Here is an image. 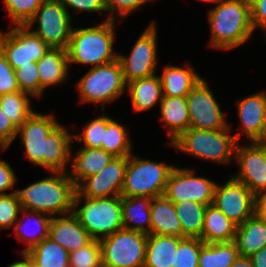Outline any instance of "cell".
<instances>
[{
    "label": "cell",
    "instance_id": "1",
    "mask_svg": "<svg viewBox=\"0 0 266 267\" xmlns=\"http://www.w3.org/2000/svg\"><path fill=\"white\" fill-rule=\"evenodd\" d=\"M27 161L48 171L67 172L73 137L53 115L33 112L17 129Z\"/></svg>",
    "mask_w": 266,
    "mask_h": 267
},
{
    "label": "cell",
    "instance_id": "2",
    "mask_svg": "<svg viewBox=\"0 0 266 267\" xmlns=\"http://www.w3.org/2000/svg\"><path fill=\"white\" fill-rule=\"evenodd\" d=\"M50 177L43 178L15 191L22 209L36 211L55 217L73 211L76 186L67 172L51 171Z\"/></svg>",
    "mask_w": 266,
    "mask_h": 267
},
{
    "label": "cell",
    "instance_id": "3",
    "mask_svg": "<svg viewBox=\"0 0 266 267\" xmlns=\"http://www.w3.org/2000/svg\"><path fill=\"white\" fill-rule=\"evenodd\" d=\"M209 46L231 50L244 44L253 34L250 3L242 0H222L208 11Z\"/></svg>",
    "mask_w": 266,
    "mask_h": 267
},
{
    "label": "cell",
    "instance_id": "4",
    "mask_svg": "<svg viewBox=\"0 0 266 267\" xmlns=\"http://www.w3.org/2000/svg\"><path fill=\"white\" fill-rule=\"evenodd\" d=\"M115 21L104 20L97 26L72 30L66 48L69 65L78 63L92 67L118 59L114 52Z\"/></svg>",
    "mask_w": 266,
    "mask_h": 267
},
{
    "label": "cell",
    "instance_id": "5",
    "mask_svg": "<svg viewBox=\"0 0 266 267\" xmlns=\"http://www.w3.org/2000/svg\"><path fill=\"white\" fill-rule=\"evenodd\" d=\"M230 127L218 130L190 127L170 145L191 156L227 165L235 157V149L241 139L240 132L235 135L230 134Z\"/></svg>",
    "mask_w": 266,
    "mask_h": 267
},
{
    "label": "cell",
    "instance_id": "6",
    "mask_svg": "<svg viewBox=\"0 0 266 267\" xmlns=\"http://www.w3.org/2000/svg\"><path fill=\"white\" fill-rule=\"evenodd\" d=\"M82 199L85 202L81 207ZM72 212L94 240L110 236L123 228L121 196L86 198L75 193Z\"/></svg>",
    "mask_w": 266,
    "mask_h": 267
},
{
    "label": "cell",
    "instance_id": "7",
    "mask_svg": "<svg viewBox=\"0 0 266 267\" xmlns=\"http://www.w3.org/2000/svg\"><path fill=\"white\" fill-rule=\"evenodd\" d=\"M175 166L139 158L133 153L128 156L121 196H163L170 172Z\"/></svg>",
    "mask_w": 266,
    "mask_h": 267
},
{
    "label": "cell",
    "instance_id": "8",
    "mask_svg": "<svg viewBox=\"0 0 266 267\" xmlns=\"http://www.w3.org/2000/svg\"><path fill=\"white\" fill-rule=\"evenodd\" d=\"M77 82L80 103L100 104L104 113L105 102H114L127 87L118 59L89 68L88 73Z\"/></svg>",
    "mask_w": 266,
    "mask_h": 267
},
{
    "label": "cell",
    "instance_id": "9",
    "mask_svg": "<svg viewBox=\"0 0 266 267\" xmlns=\"http://www.w3.org/2000/svg\"><path fill=\"white\" fill-rule=\"evenodd\" d=\"M102 267H143L145 262L147 234L119 229L99 240Z\"/></svg>",
    "mask_w": 266,
    "mask_h": 267
},
{
    "label": "cell",
    "instance_id": "10",
    "mask_svg": "<svg viewBox=\"0 0 266 267\" xmlns=\"http://www.w3.org/2000/svg\"><path fill=\"white\" fill-rule=\"evenodd\" d=\"M71 18L72 15L67 12L60 0H45L26 26L31 29L36 23L37 28L31 29L33 33L50 48L66 50L73 30Z\"/></svg>",
    "mask_w": 266,
    "mask_h": 267
},
{
    "label": "cell",
    "instance_id": "11",
    "mask_svg": "<svg viewBox=\"0 0 266 267\" xmlns=\"http://www.w3.org/2000/svg\"><path fill=\"white\" fill-rule=\"evenodd\" d=\"M49 49L26 25H14L7 33L0 31V50L13 69L37 63Z\"/></svg>",
    "mask_w": 266,
    "mask_h": 267
},
{
    "label": "cell",
    "instance_id": "12",
    "mask_svg": "<svg viewBox=\"0 0 266 267\" xmlns=\"http://www.w3.org/2000/svg\"><path fill=\"white\" fill-rule=\"evenodd\" d=\"M156 22L142 32L133 45L130 55L118 53V60L126 83L156 74L157 70V28Z\"/></svg>",
    "mask_w": 266,
    "mask_h": 267
},
{
    "label": "cell",
    "instance_id": "13",
    "mask_svg": "<svg viewBox=\"0 0 266 267\" xmlns=\"http://www.w3.org/2000/svg\"><path fill=\"white\" fill-rule=\"evenodd\" d=\"M194 173L193 169L175 166L169 174L164 196L173 203L192 200L203 205L212 204L217 183Z\"/></svg>",
    "mask_w": 266,
    "mask_h": 267
},
{
    "label": "cell",
    "instance_id": "14",
    "mask_svg": "<svg viewBox=\"0 0 266 267\" xmlns=\"http://www.w3.org/2000/svg\"><path fill=\"white\" fill-rule=\"evenodd\" d=\"M205 80L202 78L186 96L190 127L205 130L228 128L230 125Z\"/></svg>",
    "mask_w": 266,
    "mask_h": 267
},
{
    "label": "cell",
    "instance_id": "15",
    "mask_svg": "<svg viewBox=\"0 0 266 267\" xmlns=\"http://www.w3.org/2000/svg\"><path fill=\"white\" fill-rule=\"evenodd\" d=\"M212 204L238 226L254 215L255 195L231 177L224 184H216Z\"/></svg>",
    "mask_w": 266,
    "mask_h": 267
},
{
    "label": "cell",
    "instance_id": "16",
    "mask_svg": "<svg viewBox=\"0 0 266 267\" xmlns=\"http://www.w3.org/2000/svg\"><path fill=\"white\" fill-rule=\"evenodd\" d=\"M251 143L244 146L237 143L234 159L239 171L231 177L258 195L266 193V146L257 141Z\"/></svg>",
    "mask_w": 266,
    "mask_h": 267
},
{
    "label": "cell",
    "instance_id": "17",
    "mask_svg": "<svg viewBox=\"0 0 266 267\" xmlns=\"http://www.w3.org/2000/svg\"><path fill=\"white\" fill-rule=\"evenodd\" d=\"M128 156L114 157L98 174L84 179L76 193L86 198H108L121 196Z\"/></svg>",
    "mask_w": 266,
    "mask_h": 267
},
{
    "label": "cell",
    "instance_id": "18",
    "mask_svg": "<svg viewBox=\"0 0 266 267\" xmlns=\"http://www.w3.org/2000/svg\"><path fill=\"white\" fill-rule=\"evenodd\" d=\"M48 238L58 243L69 253L89 244L93 240L73 212L59 217H51Z\"/></svg>",
    "mask_w": 266,
    "mask_h": 267
},
{
    "label": "cell",
    "instance_id": "19",
    "mask_svg": "<svg viewBox=\"0 0 266 267\" xmlns=\"http://www.w3.org/2000/svg\"><path fill=\"white\" fill-rule=\"evenodd\" d=\"M237 111L249 141H258L266 124V93L260 91L241 98L237 102Z\"/></svg>",
    "mask_w": 266,
    "mask_h": 267
},
{
    "label": "cell",
    "instance_id": "20",
    "mask_svg": "<svg viewBox=\"0 0 266 267\" xmlns=\"http://www.w3.org/2000/svg\"><path fill=\"white\" fill-rule=\"evenodd\" d=\"M69 154L71 173L68 178L77 187L84 179L98 174L114 158L102 148L81 147L75 154ZM73 155V156H72Z\"/></svg>",
    "mask_w": 266,
    "mask_h": 267
},
{
    "label": "cell",
    "instance_id": "21",
    "mask_svg": "<svg viewBox=\"0 0 266 267\" xmlns=\"http://www.w3.org/2000/svg\"><path fill=\"white\" fill-rule=\"evenodd\" d=\"M37 66L40 81V97H42L47 87L58 85L68 80L67 76L70 66L65 49L50 48L43 58L37 62Z\"/></svg>",
    "mask_w": 266,
    "mask_h": 267
},
{
    "label": "cell",
    "instance_id": "22",
    "mask_svg": "<svg viewBox=\"0 0 266 267\" xmlns=\"http://www.w3.org/2000/svg\"><path fill=\"white\" fill-rule=\"evenodd\" d=\"M150 219L151 234L182 237V226L175 205L164 195L152 198Z\"/></svg>",
    "mask_w": 266,
    "mask_h": 267
},
{
    "label": "cell",
    "instance_id": "23",
    "mask_svg": "<svg viewBox=\"0 0 266 267\" xmlns=\"http://www.w3.org/2000/svg\"><path fill=\"white\" fill-rule=\"evenodd\" d=\"M185 67L167 65L163 69L160 82L162 94L170 97H186L194 86L202 79L187 63Z\"/></svg>",
    "mask_w": 266,
    "mask_h": 267
},
{
    "label": "cell",
    "instance_id": "24",
    "mask_svg": "<svg viewBox=\"0 0 266 267\" xmlns=\"http://www.w3.org/2000/svg\"><path fill=\"white\" fill-rule=\"evenodd\" d=\"M236 229L237 225L213 204L206 206L201 234L204 243L232 242L235 239Z\"/></svg>",
    "mask_w": 266,
    "mask_h": 267
},
{
    "label": "cell",
    "instance_id": "25",
    "mask_svg": "<svg viewBox=\"0 0 266 267\" xmlns=\"http://www.w3.org/2000/svg\"><path fill=\"white\" fill-rule=\"evenodd\" d=\"M161 119L168 128L169 144L183 131L190 128L186 97L162 96L160 102Z\"/></svg>",
    "mask_w": 266,
    "mask_h": 267
},
{
    "label": "cell",
    "instance_id": "26",
    "mask_svg": "<svg viewBox=\"0 0 266 267\" xmlns=\"http://www.w3.org/2000/svg\"><path fill=\"white\" fill-rule=\"evenodd\" d=\"M127 91L130 94L132 108L135 112H143L151 109L162 100V85L159 75L135 79L127 83ZM159 100V101H158Z\"/></svg>",
    "mask_w": 266,
    "mask_h": 267
},
{
    "label": "cell",
    "instance_id": "27",
    "mask_svg": "<svg viewBox=\"0 0 266 267\" xmlns=\"http://www.w3.org/2000/svg\"><path fill=\"white\" fill-rule=\"evenodd\" d=\"M234 242L239 256L250 257L266 246V223L254 214L237 226Z\"/></svg>",
    "mask_w": 266,
    "mask_h": 267
},
{
    "label": "cell",
    "instance_id": "28",
    "mask_svg": "<svg viewBox=\"0 0 266 267\" xmlns=\"http://www.w3.org/2000/svg\"><path fill=\"white\" fill-rule=\"evenodd\" d=\"M150 197L121 196L123 228L151 234Z\"/></svg>",
    "mask_w": 266,
    "mask_h": 267
},
{
    "label": "cell",
    "instance_id": "29",
    "mask_svg": "<svg viewBox=\"0 0 266 267\" xmlns=\"http://www.w3.org/2000/svg\"><path fill=\"white\" fill-rule=\"evenodd\" d=\"M182 237L147 234L143 267H172L174 255Z\"/></svg>",
    "mask_w": 266,
    "mask_h": 267
},
{
    "label": "cell",
    "instance_id": "30",
    "mask_svg": "<svg viewBox=\"0 0 266 267\" xmlns=\"http://www.w3.org/2000/svg\"><path fill=\"white\" fill-rule=\"evenodd\" d=\"M20 212L23 213V217L16 221V223L13 225V228L15 236L27 245V247L22 249L21 252H27L36 244L40 243L43 239L48 237V229L51 217L40 212L30 211L26 209H21ZM24 219H26V223ZM30 219L33 221H31ZM29 220L31 222L30 225L32 224L33 227L30 226L28 228ZM34 226L35 231L31 230L32 228H34Z\"/></svg>",
    "mask_w": 266,
    "mask_h": 267
},
{
    "label": "cell",
    "instance_id": "31",
    "mask_svg": "<svg viewBox=\"0 0 266 267\" xmlns=\"http://www.w3.org/2000/svg\"><path fill=\"white\" fill-rule=\"evenodd\" d=\"M26 253L34 267H65L69 264L70 253L48 237Z\"/></svg>",
    "mask_w": 266,
    "mask_h": 267
},
{
    "label": "cell",
    "instance_id": "32",
    "mask_svg": "<svg viewBox=\"0 0 266 267\" xmlns=\"http://www.w3.org/2000/svg\"><path fill=\"white\" fill-rule=\"evenodd\" d=\"M176 214L182 226V238H200L207 205L192 200L174 203Z\"/></svg>",
    "mask_w": 266,
    "mask_h": 267
},
{
    "label": "cell",
    "instance_id": "33",
    "mask_svg": "<svg viewBox=\"0 0 266 267\" xmlns=\"http://www.w3.org/2000/svg\"><path fill=\"white\" fill-rule=\"evenodd\" d=\"M239 256L234 241L204 243L199 252V267H230Z\"/></svg>",
    "mask_w": 266,
    "mask_h": 267
},
{
    "label": "cell",
    "instance_id": "34",
    "mask_svg": "<svg viewBox=\"0 0 266 267\" xmlns=\"http://www.w3.org/2000/svg\"><path fill=\"white\" fill-rule=\"evenodd\" d=\"M126 127L107 116V127L104 132L102 149L114 157L129 156L132 154V143Z\"/></svg>",
    "mask_w": 266,
    "mask_h": 267
},
{
    "label": "cell",
    "instance_id": "35",
    "mask_svg": "<svg viewBox=\"0 0 266 267\" xmlns=\"http://www.w3.org/2000/svg\"><path fill=\"white\" fill-rule=\"evenodd\" d=\"M28 96L31 95L22 91L0 95V105L3 112L6 113L17 128L34 112Z\"/></svg>",
    "mask_w": 266,
    "mask_h": 267
},
{
    "label": "cell",
    "instance_id": "36",
    "mask_svg": "<svg viewBox=\"0 0 266 267\" xmlns=\"http://www.w3.org/2000/svg\"><path fill=\"white\" fill-rule=\"evenodd\" d=\"M203 245L200 238L184 237L179 242L172 267H199V252Z\"/></svg>",
    "mask_w": 266,
    "mask_h": 267
},
{
    "label": "cell",
    "instance_id": "37",
    "mask_svg": "<svg viewBox=\"0 0 266 267\" xmlns=\"http://www.w3.org/2000/svg\"><path fill=\"white\" fill-rule=\"evenodd\" d=\"M45 0H3L13 25H26Z\"/></svg>",
    "mask_w": 266,
    "mask_h": 267
},
{
    "label": "cell",
    "instance_id": "38",
    "mask_svg": "<svg viewBox=\"0 0 266 267\" xmlns=\"http://www.w3.org/2000/svg\"><path fill=\"white\" fill-rule=\"evenodd\" d=\"M69 263L73 267H102L99 240L93 239L89 244L71 252Z\"/></svg>",
    "mask_w": 266,
    "mask_h": 267
},
{
    "label": "cell",
    "instance_id": "39",
    "mask_svg": "<svg viewBox=\"0 0 266 267\" xmlns=\"http://www.w3.org/2000/svg\"><path fill=\"white\" fill-rule=\"evenodd\" d=\"M107 127V115L104 114L100 117L90 120L89 123L83 129L81 136L72 135L73 141L78 138L80 143H84L83 147L89 148H102V142H104V132Z\"/></svg>",
    "mask_w": 266,
    "mask_h": 267
},
{
    "label": "cell",
    "instance_id": "40",
    "mask_svg": "<svg viewBox=\"0 0 266 267\" xmlns=\"http://www.w3.org/2000/svg\"><path fill=\"white\" fill-rule=\"evenodd\" d=\"M18 87L31 97L40 98V81L37 63L14 69Z\"/></svg>",
    "mask_w": 266,
    "mask_h": 267
},
{
    "label": "cell",
    "instance_id": "41",
    "mask_svg": "<svg viewBox=\"0 0 266 267\" xmlns=\"http://www.w3.org/2000/svg\"><path fill=\"white\" fill-rule=\"evenodd\" d=\"M21 204L15 195V191L8 194H0V230L11 228L19 219Z\"/></svg>",
    "mask_w": 266,
    "mask_h": 267
},
{
    "label": "cell",
    "instance_id": "42",
    "mask_svg": "<svg viewBox=\"0 0 266 267\" xmlns=\"http://www.w3.org/2000/svg\"><path fill=\"white\" fill-rule=\"evenodd\" d=\"M148 1L150 2L151 0H103L106 12H110L107 20L115 21V15L117 16V14L119 19L123 20L132 11Z\"/></svg>",
    "mask_w": 266,
    "mask_h": 267
},
{
    "label": "cell",
    "instance_id": "43",
    "mask_svg": "<svg viewBox=\"0 0 266 267\" xmlns=\"http://www.w3.org/2000/svg\"><path fill=\"white\" fill-rule=\"evenodd\" d=\"M20 91L14 69L0 50V95Z\"/></svg>",
    "mask_w": 266,
    "mask_h": 267
},
{
    "label": "cell",
    "instance_id": "44",
    "mask_svg": "<svg viewBox=\"0 0 266 267\" xmlns=\"http://www.w3.org/2000/svg\"><path fill=\"white\" fill-rule=\"evenodd\" d=\"M62 5L68 10L73 9L85 12H106L103 0H60ZM69 7V8H68Z\"/></svg>",
    "mask_w": 266,
    "mask_h": 267
},
{
    "label": "cell",
    "instance_id": "45",
    "mask_svg": "<svg viewBox=\"0 0 266 267\" xmlns=\"http://www.w3.org/2000/svg\"><path fill=\"white\" fill-rule=\"evenodd\" d=\"M250 12L253 29L260 28L266 35V0H254L250 4Z\"/></svg>",
    "mask_w": 266,
    "mask_h": 267
},
{
    "label": "cell",
    "instance_id": "46",
    "mask_svg": "<svg viewBox=\"0 0 266 267\" xmlns=\"http://www.w3.org/2000/svg\"><path fill=\"white\" fill-rule=\"evenodd\" d=\"M17 129L11 119L3 112L0 105V137L8 146L16 138Z\"/></svg>",
    "mask_w": 266,
    "mask_h": 267
},
{
    "label": "cell",
    "instance_id": "47",
    "mask_svg": "<svg viewBox=\"0 0 266 267\" xmlns=\"http://www.w3.org/2000/svg\"><path fill=\"white\" fill-rule=\"evenodd\" d=\"M16 180V175L10 164L0 159V194H7L4 191L13 188Z\"/></svg>",
    "mask_w": 266,
    "mask_h": 267
},
{
    "label": "cell",
    "instance_id": "48",
    "mask_svg": "<svg viewBox=\"0 0 266 267\" xmlns=\"http://www.w3.org/2000/svg\"><path fill=\"white\" fill-rule=\"evenodd\" d=\"M254 214L264 223H266V193L255 195Z\"/></svg>",
    "mask_w": 266,
    "mask_h": 267
},
{
    "label": "cell",
    "instance_id": "49",
    "mask_svg": "<svg viewBox=\"0 0 266 267\" xmlns=\"http://www.w3.org/2000/svg\"><path fill=\"white\" fill-rule=\"evenodd\" d=\"M254 267H266V246L250 257Z\"/></svg>",
    "mask_w": 266,
    "mask_h": 267
},
{
    "label": "cell",
    "instance_id": "50",
    "mask_svg": "<svg viewBox=\"0 0 266 267\" xmlns=\"http://www.w3.org/2000/svg\"><path fill=\"white\" fill-rule=\"evenodd\" d=\"M23 261H17L12 264H9L7 267H34L31 258L26 252H21Z\"/></svg>",
    "mask_w": 266,
    "mask_h": 267
},
{
    "label": "cell",
    "instance_id": "51",
    "mask_svg": "<svg viewBox=\"0 0 266 267\" xmlns=\"http://www.w3.org/2000/svg\"><path fill=\"white\" fill-rule=\"evenodd\" d=\"M230 267H254L249 257L238 256Z\"/></svg>",
    "mask_w": 266,
    "mask_h": 267
},
{
    "label": "cell",
    "instance_id": "52",
    "mask_svg": "<svg viewBox=\"0 0 266 267\" xmlns=\"http://www.w3.org/2000/svg\"><path fill=\"white\" fill-rule=\"evenodd\" d=\"M259 144L266 146V124L262 136L257 141Z\"/></svg>",
    "mask_w": 266,
    "mask_h": 267
},
{
    "label": "cell",
    "instance_id": "53",
    "mask_svg": "<svg viewBox=\"0 0 266 267\" xmlns=\"http://www.w3.org/2000/svg\"><path fill=\"white\" fill-rule=\"evenodd\" d=\"M9 146L0 137V149L6 150Z\"/></svg>",
    "mask_w": 266,
    "mask_h": 267
},
{
    "label": "cell",
    "instance_id": "54",
    "mask_svg": "<svg viewBox=\"0 0 266 267\" xmlns=\"http://www.w3.org/2000/svg\"><path fill=\"white\" fill-rule=\"evenodd\" d=\"M202 2L205 1V2H213L215 4L219 3L220 1L222 0H201Z\"/></svg>",
    "mask_w": 266,
    "mask_h": 267
},
{
    "label": "cell",
    "instance_id": "55",
    "mask_svg": "<svg viewBox=\"0 0 266 267\" xmlns=\"http://www.w3.org/2000/svg\"><path fill=\"white\" fill-rule=\"evenodd\" d=\"M242 1H245L251 4L254 0H242Z\"/></svg>",
    "mask_w": 266,
    "mask_h": 267
},
{
    "label": "cell",
    "instance_id": "56",
    "mask_svg": "<svg viewBox=\"0 0 266 267\" xmlns=\"http://www.w3.org/2000/svg\"><path fill=\"white\" fill-rule=\"evenodd\" d=\"M65 267H73L70 263L68 265H66Z\"/></svg>",
    "mask_w": 266,
    "mask_h": 267
}]
</instances>
